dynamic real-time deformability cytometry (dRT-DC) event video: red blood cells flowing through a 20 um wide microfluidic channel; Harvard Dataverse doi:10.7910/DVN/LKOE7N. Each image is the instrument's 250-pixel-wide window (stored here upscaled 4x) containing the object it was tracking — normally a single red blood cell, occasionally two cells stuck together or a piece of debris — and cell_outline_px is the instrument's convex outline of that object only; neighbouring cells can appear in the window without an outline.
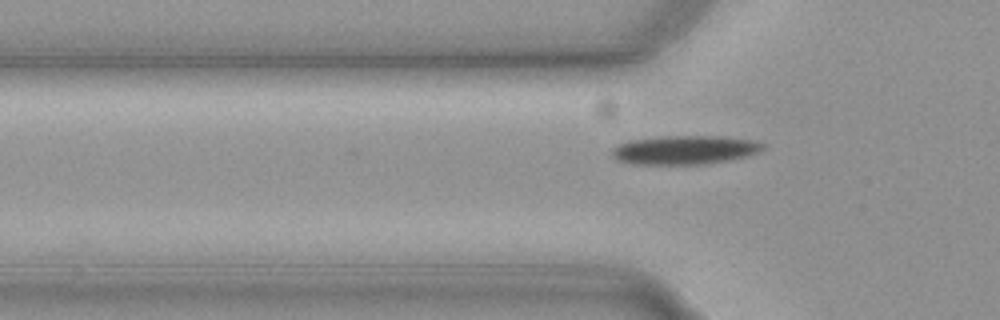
{"species": "common noctule bat (a hibernating species)", "species_latin": "Nyctalus noctula", "temperature_condition": "cold", "stored_images_in_passage": 2, "camera_frame_rate_fps": 3000, "um_per_image_px": 0.085, "animal": {"sex": "female", "body_mass_g": 19.3, "forearm_length_mm": 54.1}, "frame": {"image": 1, "passage_image": 2, "time_ms": 0.333, "image_size_px": [1000, 320], "cell_outline_px": [[764, 148], [748, 156], [704, 164], [632, 164], [620, 160], [612, 156], [612, 148], [628, 140], [660, 136], [724, 136], [752, 140], [764, 144]], "centroid_in_image_um": [58.18, 12.73], "position_along_channel_um": 67.6, "area_um2": 25.26}}